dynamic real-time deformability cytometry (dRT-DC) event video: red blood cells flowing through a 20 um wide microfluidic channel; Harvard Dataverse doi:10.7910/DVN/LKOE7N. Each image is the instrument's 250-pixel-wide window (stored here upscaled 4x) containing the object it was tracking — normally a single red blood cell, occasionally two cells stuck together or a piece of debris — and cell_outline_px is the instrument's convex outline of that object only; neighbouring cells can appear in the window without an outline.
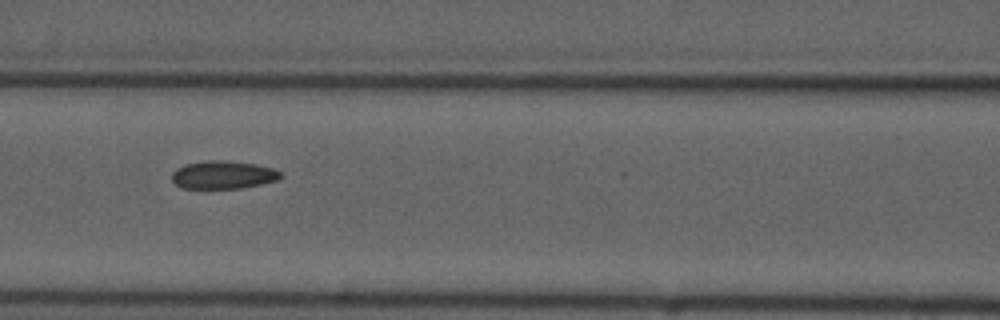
{"species": "common noctule bat (a hibernating species)", "species_latin": "Nyctalus noctula", "temperature_condition": "cold", "stored_images_in_passage": 8, "camera_frame_rate_fps": 3000, "um_per_image_px": 0.085, "animal": {"sex": "male", "forearm_length_mm": 52.5}, "frame": {"image": 1, "passage_image": 7, "time_ms": 7.667, "image_size_px": [1000, 320], "cell_outline_px": [[284, 176], [276, 180], [260, 184], [240, 188], [180, 188], [172, 180], [172, 172], [176, 168], [184, 164], [208, 160], [228, 160], [256, 164], [272, 168], [280, 172]], "centroid_in_image_um": [18.94, 14.85], "position_along_channel_um": 147.7, "area_um2": 17.8}}
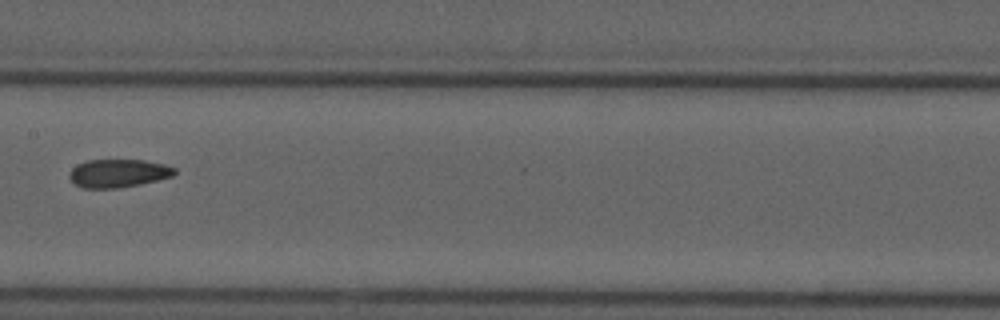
{"frame": {"image": 2, "passage_image": 8, "time_ms": 9.0, "image_size_px": [1000, 320], "cell_outline_px": [[176, 172], [172, 176], [140, 184], [116, 188], [84, 188], [76, 184], [68, 176], [72, 168], [76, 164], [88, 160], [144, 160], [164, 164], [176, 168]], "centroid_in_image_um": [10.04, 14.72], "position_along_channel_um": 197.4, "area_um2": 17.17}}